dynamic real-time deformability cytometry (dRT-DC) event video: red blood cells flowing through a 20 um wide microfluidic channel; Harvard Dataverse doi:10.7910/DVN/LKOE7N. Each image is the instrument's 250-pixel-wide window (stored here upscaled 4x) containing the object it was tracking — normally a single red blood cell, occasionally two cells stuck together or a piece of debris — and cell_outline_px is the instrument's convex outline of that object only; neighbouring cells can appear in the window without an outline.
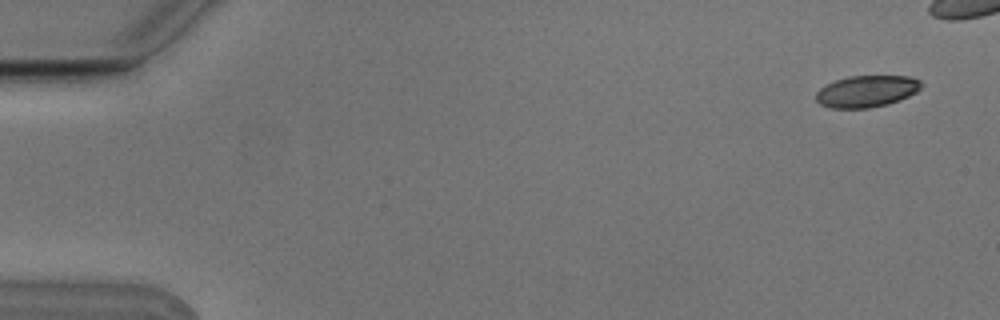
{"species": "Egyptian fruit bat (a non-hibernating species)", "species_latin": "Rousettus aegyptiacus", "temperature_condition": "cold", "stored_images_in_passage": 7, "camera_frame_rate_fps": 3000, "um_per_image_px": 0.085, "animal": {"sex": "male"}, "frame": {"image": 1, "passage_image": 1, "time_ms": 0.0, "image_size_px": [1000, 320], "cell_outline_px": [[920, 88], [916, 92], [900, 100], [888, 104], [868, 108], [832, 108], [820, 104], [816, 100], [816, 92], [820, 88], [836, 80], [848, 76], [912, 76], [920, 80]], "centroid_in_image_um": [73.66, 7.76], "position_along_channel_um": 11.3, "area_um2": 19.36}}
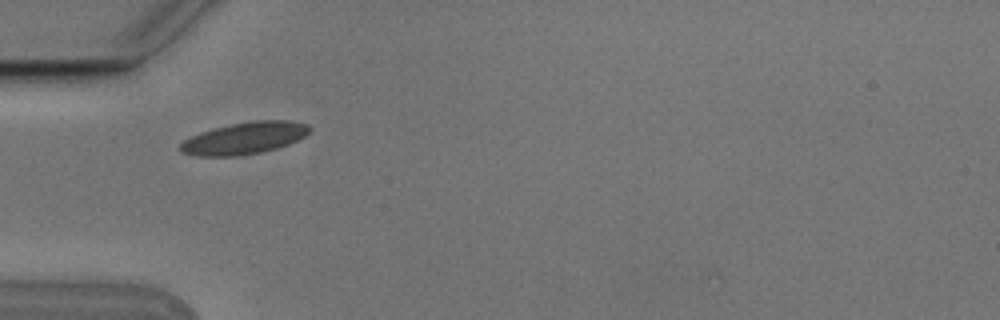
{"frame": {"image": 2, "passage_image": 6, "time_ms": 1.667, "image_size_px": [1000, 320], "cell_outline_px": [[312, 128], [304, 136], [288, 144], [276, 148], [260, 152], [240, 156], [196, 156], [180, 152], [180, 144], [184, 140], [200, 132], [212, 128], [232, 124], [256, 120], [288, 120], [308, 124]], "centroid_in_image_um": [20.76, 11.74], "position_along_channel_um": 64.2, "area_um2": 23.99}}